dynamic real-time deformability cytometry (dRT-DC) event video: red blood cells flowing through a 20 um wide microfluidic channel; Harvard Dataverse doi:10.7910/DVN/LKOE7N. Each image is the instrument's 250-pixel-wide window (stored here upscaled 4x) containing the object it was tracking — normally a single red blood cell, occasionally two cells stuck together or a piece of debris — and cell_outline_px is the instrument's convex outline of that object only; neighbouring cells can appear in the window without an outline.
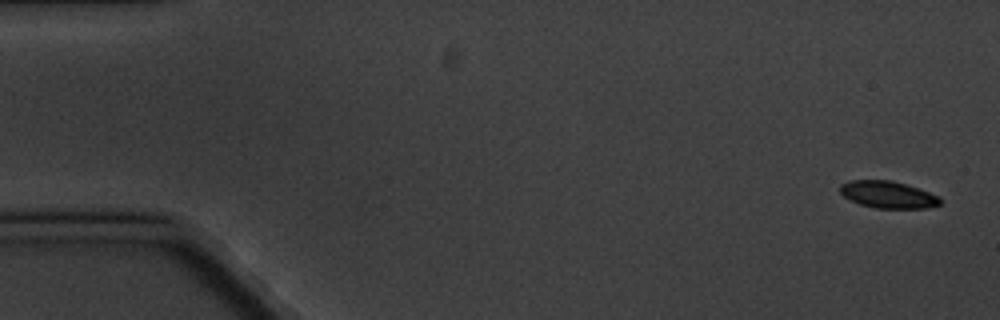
{"species": "common noctule bat (a hibernating species)", "species_latin": "Nyctalus noctula", "temperature_condition": "cold", "stored_images_in_passage": 5, "camera_frame_rate_fps": 3000, "um_per_image_px": 0.085, "animal": {"sex": "male", "body_mass_g": 20.1, "forearm_length_mm": 53.5}, "frame": {"image": 1, "passage_image": 1, "time_ms": 0.0, "image_size_px": [1000, 320], "cell_outline_px": [[940, 204], [928, 208], [876, 208], [860, 204], [844, 196], [840, 192], [840, 184], [852, 180], [892, 180], [920, 188], [940, 196]], "centroid_in_image_um": [75.51, 16.53], "position_along_channel_um": 9.5, "area_um2": 15.78}}
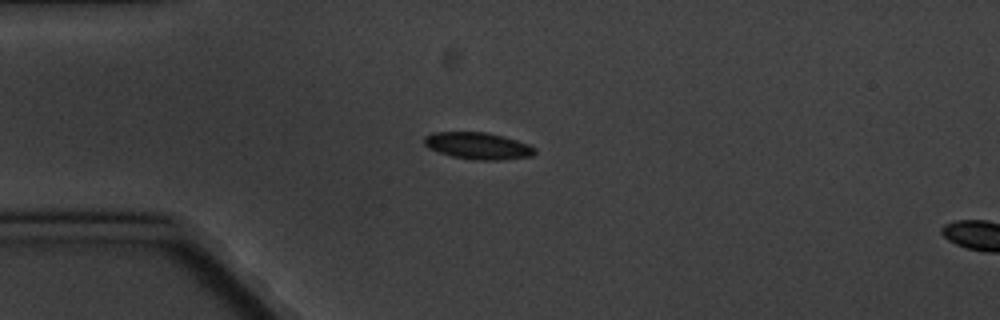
{"frame": {"image": 2, "passage_image": 4, "time_ms": 4.333, "image_size_px": [1000, 320], "cell_outline_px": [[536, 152], [532, 156], [500, 160], [476, 160], [452, 156], [428, 148], [424, 144], [424, 136], [432, 132], [484, 132], [504, 136], [528, 144], [536, 148]], "centroid_in_image_um": [40.63, 12.39], "position_along_channel_um": 44.4, "area_um2": 17.28}}